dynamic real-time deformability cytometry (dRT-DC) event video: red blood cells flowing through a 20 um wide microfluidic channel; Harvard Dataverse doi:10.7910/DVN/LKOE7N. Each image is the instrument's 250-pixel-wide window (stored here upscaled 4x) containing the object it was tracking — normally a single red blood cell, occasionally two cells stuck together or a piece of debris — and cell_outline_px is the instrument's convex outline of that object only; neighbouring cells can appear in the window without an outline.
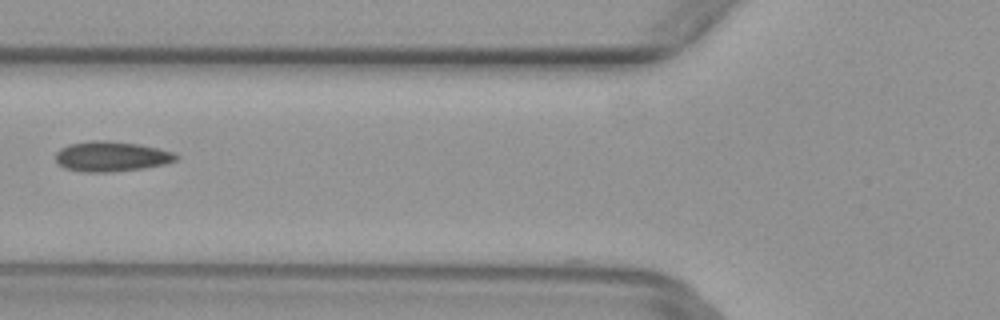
{"species": "common noctule bat (a hibernating species)", "species_latin": "Nyctalus noctula", "temperature_condition": "warm", "stored_images_in_passage": 4, "camera_frame_rate_fps": 3000, "um_per_image_px": 0.085, "animal": {"sex": "female", "body_mass_g": 29.2, "forearm_length_mm": 56.3}, "frame": {"image": 1, "passage_image": 4, "time_ms": 1.0, "image_size_px": [1000, 320], "cell_outline_px": [[180, 156], [176, 160], [164, 164], [144, 168], [112, 172], [80, 172], [64, 168], [56, 160], [56, 152], [60, 148], [68, 144], [92, 140], [108, 140], [140, 144], [172, 152]], "centroid_in_image_um": [9.44, 13.29], "position_along_channel_um": 116.4, "area_um2": 21.27}}